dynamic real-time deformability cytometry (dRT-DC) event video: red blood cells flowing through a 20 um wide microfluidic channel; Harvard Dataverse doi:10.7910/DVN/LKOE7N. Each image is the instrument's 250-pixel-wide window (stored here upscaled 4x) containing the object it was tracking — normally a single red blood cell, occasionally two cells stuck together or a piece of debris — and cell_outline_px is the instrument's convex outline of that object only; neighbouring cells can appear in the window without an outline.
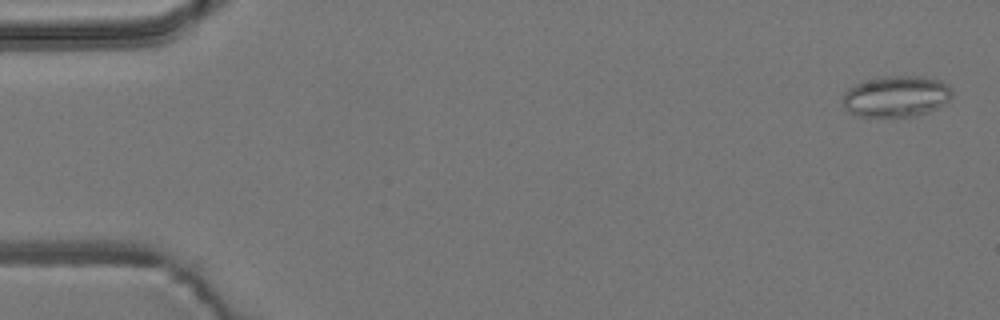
{"species": "common noctule bat (a hibernating species)", "species_latin": "Nyctalus noctula", "temperature_condition": "room temperature", "stored_images_in_passage": 5, "camera_frame_rate_fps": 3000, "um_per_image_px": 0.085, "animal": {"sex": "male", "body_mass_g": 19.2, "forearm_length_mm": 51.8}, "frame": {"image": 1, "passage_image": 1, "time_ms": 0.0, "image_size_px": [1000, 320], "cell_outline_px": [[952, 96], [944, 104], [928, 112], [916, 116], [860, 116], [844, 108], [844, 92], [848, 88], [856, 84], [868, 80], [888, 76], [916, 76], [940, 80], [948, 84], [952, 88]], "centroid_in_image_um": [76.22, 8.19], "position_along_channel_um": 8.8, "area_um2": 25.95}}
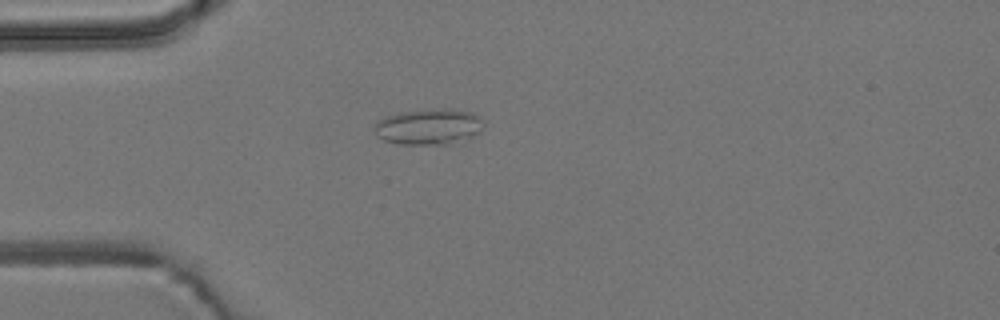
{"frame": {"image": 2, "passage_image": 5, "time_ms": 4.333, "image_size_px": [1000, 320], "cell_outline_px": [[484, 124], [480, 132], [464, 144], [400, 144], [384, 140], [376, 136], [372, 128], [376, 120], [388, 116], [404, 112], [432, 108], [448, 108], [472, 112], [480, 116]], "centroid_in_image_um": [36.5, 10.78], "position_along_channel_um": 48.5, "area_um2": 23.58}}